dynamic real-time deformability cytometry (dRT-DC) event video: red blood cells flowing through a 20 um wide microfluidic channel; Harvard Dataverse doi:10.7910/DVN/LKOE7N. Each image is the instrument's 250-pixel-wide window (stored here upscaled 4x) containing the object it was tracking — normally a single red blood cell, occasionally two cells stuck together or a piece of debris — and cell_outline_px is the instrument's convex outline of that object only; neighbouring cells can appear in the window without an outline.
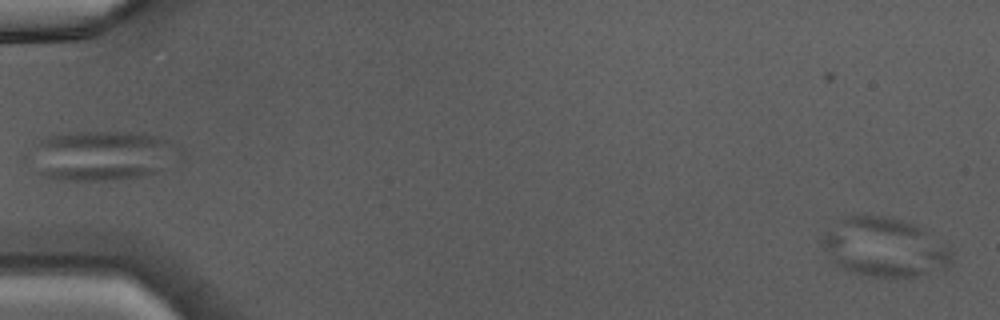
{"species": "Egyptian fruit bat (a non-hibernating species)", "species_latin": "Rousettus aegyptiacus", "temperature_condition": "warm", "stored_images_in_passage": 46, "camera_frame_rate_fps": 3000, "um_per_image_px": 0.085, "animal": {"sex": "male"}, "frame": {"image": 1, "passage_image": 1, "time_ms": 0.0, "image_size_px": [1000, 320], "cell_outline_px": [[952, 264], [944, 268], [916, 276], [864, 276], [852, 272], [844, 268], [820, 244], [820, 240], [844, 216], [852, 212], [864, 212], [892, 216], [916, 224], [952, 252]], "centroid_in_image_um": [75.17, 20.95], "position_along_channel_um": 9.8, "area_um2": 44.22}}
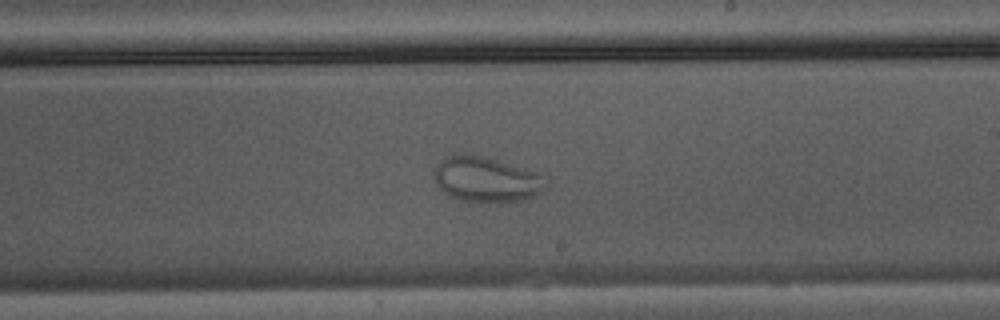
{"frame": {"image": 2, "passage_image": 28, "time_ms": 9.0, "image_size_px": [1000, 320], "cell_outline_px": [[548, 184], [544, 192], [536, 196], [524, 200], [496, 204], [460, 200], [448, 196], [436, 184], [432, 172], [440, 160], [452, 152], [464, 152], [484, 156], [540, 172]], "centroid_in_image_um": [41.34, 15.25], "position_along_channel_um": 247.7, "area_um2": 30.81}}
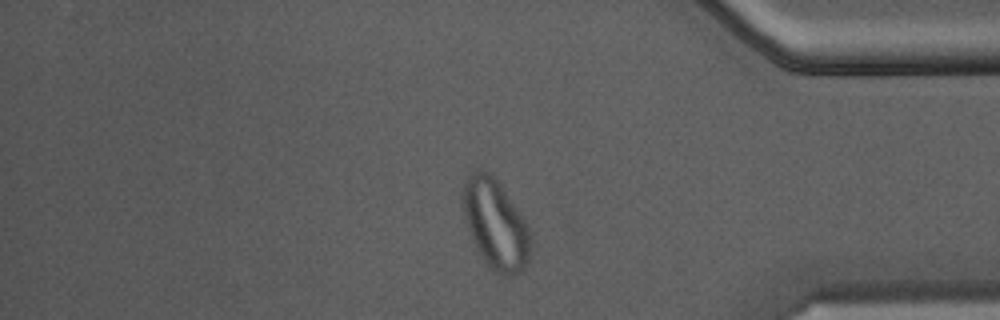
{"frame": {"image": 3, "passage_image": 39, "time_ms": 12.667, "image_size_px": [1000, 320], "cell_outline_px": [[528, 264], [516, 276], [504, 276], [496, 272], [480, 256], [472, 240], [468, 228], [460, 200], [460, 192], [464, 180], [476, 168], [480, 168], [488, 172], [500, 184], [524, 220], [528, 228]], "centroid_in_image_um": [42.04, 19.03], "position_along_channel_um": 393.2, "area_um2": 35.08}}